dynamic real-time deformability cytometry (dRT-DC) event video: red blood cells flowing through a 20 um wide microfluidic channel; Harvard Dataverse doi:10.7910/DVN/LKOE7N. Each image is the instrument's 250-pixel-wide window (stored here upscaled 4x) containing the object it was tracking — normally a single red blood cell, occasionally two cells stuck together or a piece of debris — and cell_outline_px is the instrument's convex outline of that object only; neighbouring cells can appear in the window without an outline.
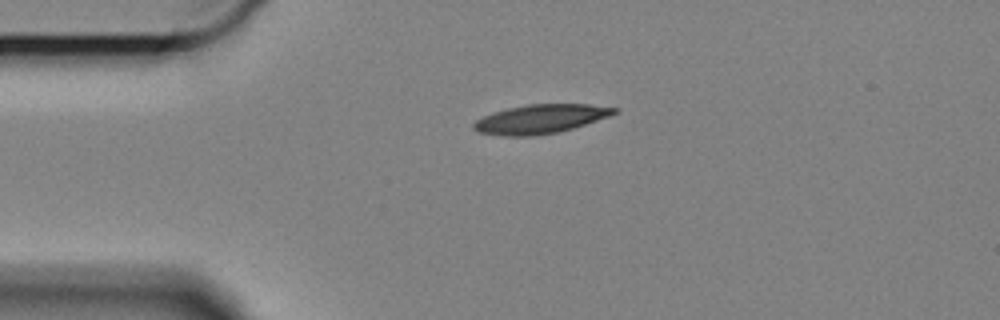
{"species": "Egyptian fruit bat (a non-hibernating species)", "species_latin": "Rousettus aegyptiacus", "temperature_condition": "cold", "stored_images_in_passage": 48, "camera_frame_rate_fps": 3000, "um_per_image_px": 0.085, "animal": {"sex": "female"}, "frame": {"image": 1, "passage_image": 1, "time_ms": 0.0, "image_size_px": [1000, 320], "cell_outline_px": [[616, 112], [608, 116], [572, 128], [556, 132], [532, 136], [504, 136], [480, 132], [472, 128], [472, 124], [476, 120], [492, 112], [508, 108], [528, 104], [588, 104], [616, 108]], "centroid_in_image_um": [45.87, 10.11], "position_along_channel_um": 39.1, "area_um2": 23.35}}
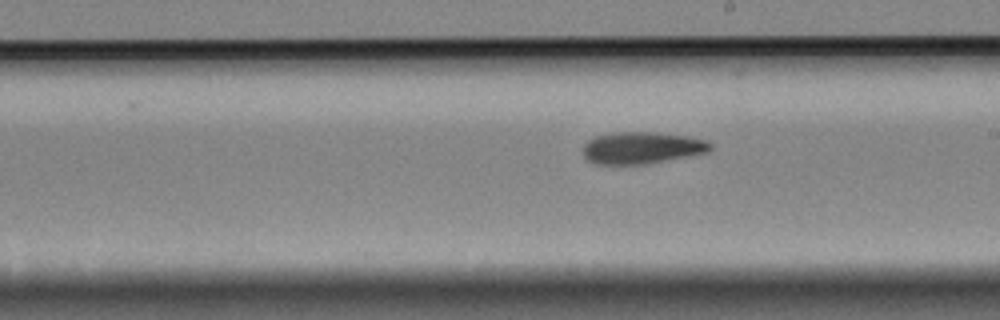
{"frame": {"image": 2, "passage_image": 21, "time_ms": 6.667, "image_size_px": [1000, 320], "cell_outline_px": [[712, 148], [708, 152], [640, 164], [596, 164], [588, 160], [584, 156], [584, 144], [588, 140], [596, 136], [616, 132], [656, 132], [688, 136], [708, 140], [712, 144]], "centroid_in_image_um": [54.56, 12.54], "position_along_channel_um": 234.4, "area_um2": 23.41}}
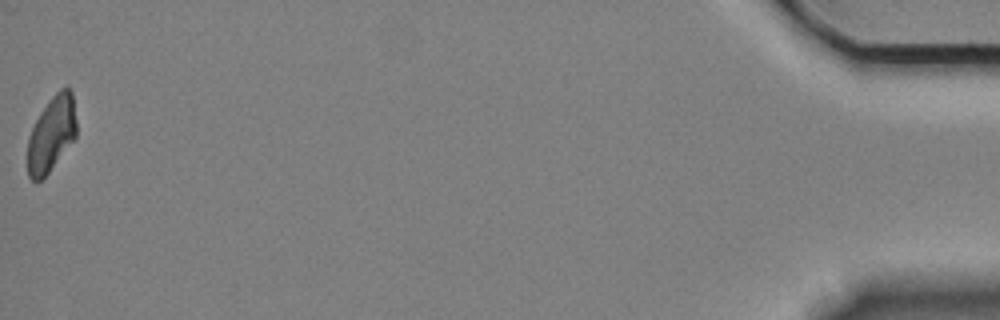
{"frame": {"image": 3, "passage_image": 48, "time_ms": 15.667, "image_size_px": [1000, 320], "cell_outline_px": [[76, 136], [48, 172], [40, 180], [32, 180], [28, 176], [28, 136], [40, 112], [52, 96], [60, 88], [68, 84], [72, 92], [76, 120]], "centroid_in_image_um": [4.38, 11.33], "position_along_channel_um": 430.8, "area_um2": 21.21}, "authors_computed_cell_mechanics": {"area_um2": 23.409, "velocity_mm_per_s": 3.2797, "shape_relaxation_time_tau1_ms": 8.5885, "shape_relaxation_time_tau2_ms": 9.7898, "deformation_change_tau1": 0.164, "deformation_change_tau2": 0.167}}